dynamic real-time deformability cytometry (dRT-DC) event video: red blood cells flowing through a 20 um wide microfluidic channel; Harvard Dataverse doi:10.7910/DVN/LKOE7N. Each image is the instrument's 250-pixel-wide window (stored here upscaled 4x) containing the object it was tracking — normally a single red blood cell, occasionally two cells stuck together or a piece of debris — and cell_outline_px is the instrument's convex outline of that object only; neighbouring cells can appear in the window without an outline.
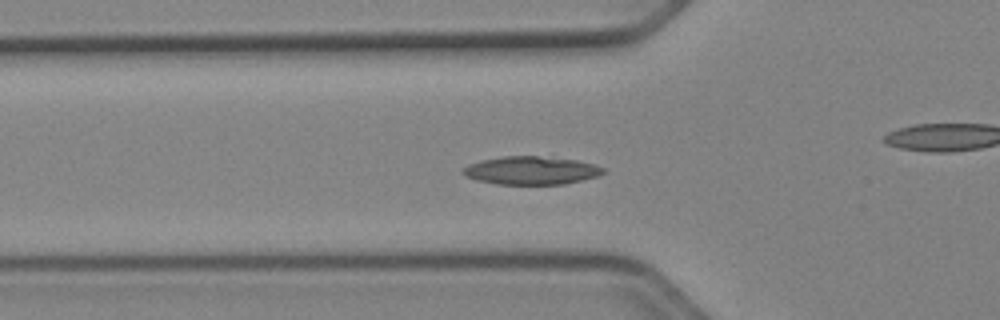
{"species": "Egyptian fruit bat (a non-hibernating species)", "species_latin": "Rousettus aegyptiacus", "temperature_condition": "cold", "stored_images_in_passage": 53, "camera_frame_rate_fps": 3000, "um_per_image_px": 0.085, "animal": {"sex": "female"}, "frame": {"image": 1, "passage_image": 18, "time_ms": 5.667, "image_size_px": [1000, 320], "cell_outline_px": [[604, 172], [600, 176], [564, 184], [496, 184], [476, 180], [464, 176], [460, 172], [468, 164], [480, 160], [504, 156], [536, 156], [576, 160], [592, 164], [604, 168]], "centroid_in_image_um": [45.11, 14.49], "position_along_channel_um": 80.7, "area_um2": 23.0}}
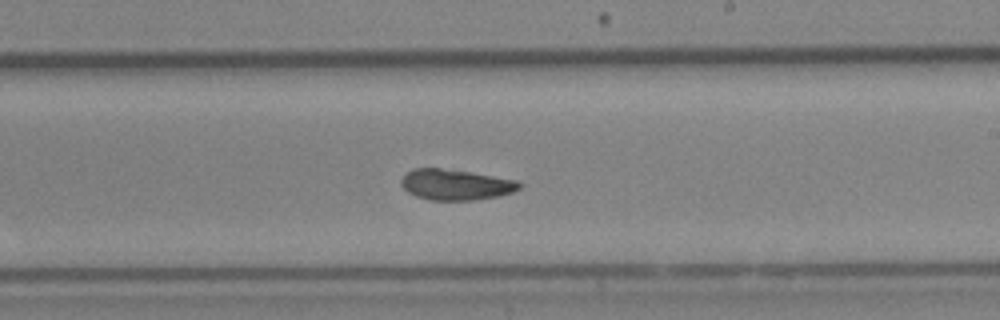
{"frame": {"image": 2, "passage_image": 31, "time_ms": 10.0, "image_size_px": [1000, 320], "cell_outline_px": [[524, 184], [520, 188], [512, 192], [496, 196], [476, 200], [432, 200], [416, 196], [408, 192], [400, 184], [400, 180], [412, 168], [440, 168], [468, 172], [516, 180]], "centroid_in_image_um": [38.72, 15.7], "position_along_channel_um": 250.3, "area_um2": 20.92}}
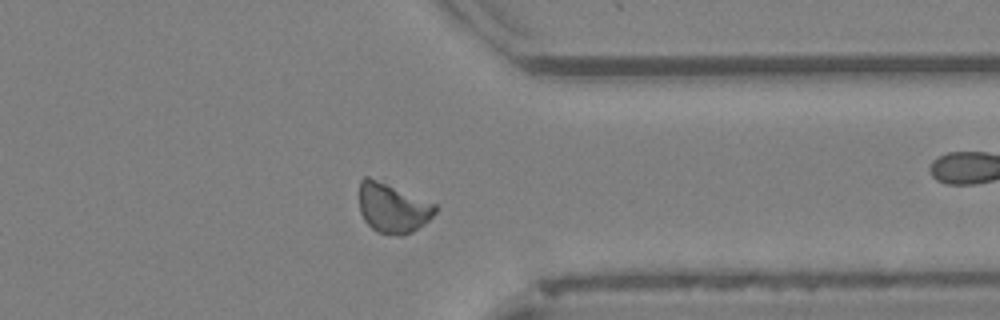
{"frame": {"image": 3, "passage_image": 41, "time_ms": 13.333, "image_size_px": [1000, 320], "cell_outline_px": [[436, 212], [424, 224], [412, 232], [404, 236], [400, 236], [376, 232], [364, 220], [360, 212], [360, 180], [364, 176], [368, 176], [436, 204]], "centroid_in_image_um": [33.37, 17.7], "position_along_channel_um": 378.0, "area_um2": 21.85}, "authors_computed_cell_mechanics": {"area_um2": 21.2704, "velocity_mm_per_s": 3.919, "shape_relaxation_time_tau1_ms": 5.9841, "shape_relaxation_time_tau2_ms": 9.6917, "deformation_change_tau1": 0.1225, "deformation_change_tau2": 0.2035}}